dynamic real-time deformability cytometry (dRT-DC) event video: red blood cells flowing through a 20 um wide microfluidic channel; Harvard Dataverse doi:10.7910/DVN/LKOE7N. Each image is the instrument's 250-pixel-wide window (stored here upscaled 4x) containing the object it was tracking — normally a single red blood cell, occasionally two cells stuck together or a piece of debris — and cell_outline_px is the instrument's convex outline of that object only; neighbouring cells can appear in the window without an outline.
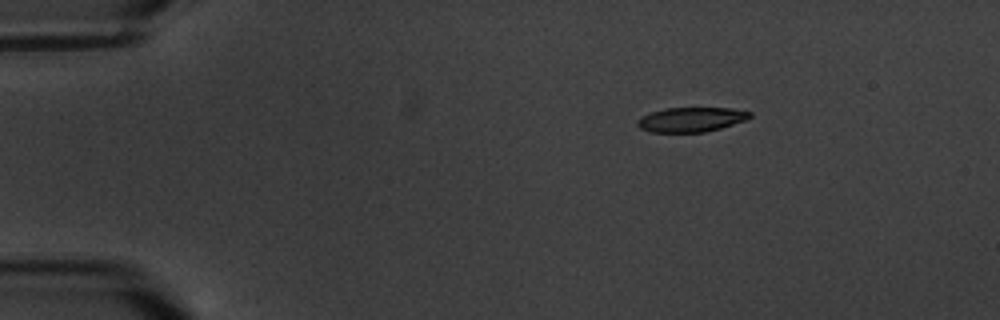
{"species": "common noctule bat (a hibernating species)", "species_latin": "Nyctalus noctula", "temperature_condition": "warm", "stored_images_in_passage": 4, "camera_frame_rate_fps": 3000, "um_per_image_px": 0.085, "animal": {"sex": "male", "body_mass_g": 20.1, "forearm_length_mm": 53.5}, "frame": {"image": 1, "passage_image": 1, "time_ms": 0.0, "image_size_px": [1000, 320], "cell_outline_px": [[752, 116], [748, 120], [720, 128], [704, 132], [652, 132], [640, 128], [636, 124], [636, 120], [652, 112], [664, 108], [732, 108], [752, 112]], "centroid_in_image_um": [58.79, 10.16], "position_along_channel_um": 26.2, "area_um2": 16.13}}
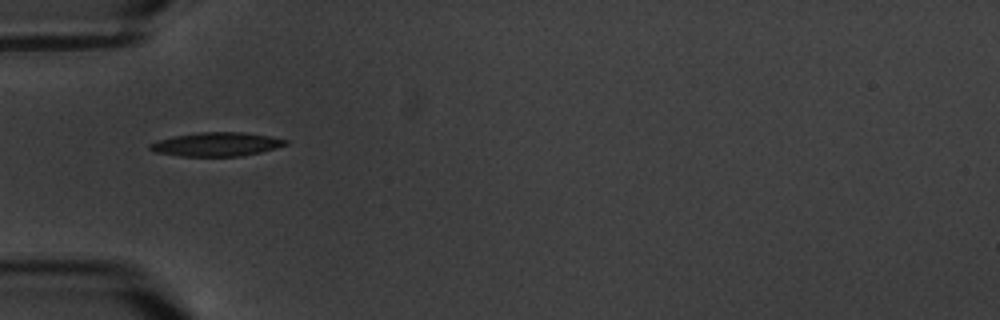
{"frame": {"image": 2, "passage_image": 3, "time_ms": 3.333, "image_size_px": [1000, 320], "cell_outline_px": [[288, 144], [276, 148], [260, 152], [240, 156], [180, 156], [156, 152], [148, 148], [148, 144], [156, 140], [172, 136], [200, 132], [244, 132], [268, 136], [288, 140]], "centroid_in_image_um": [18.37, 12.26], "position_along_channel_um": 66.6, "area_um2": 18.84}}